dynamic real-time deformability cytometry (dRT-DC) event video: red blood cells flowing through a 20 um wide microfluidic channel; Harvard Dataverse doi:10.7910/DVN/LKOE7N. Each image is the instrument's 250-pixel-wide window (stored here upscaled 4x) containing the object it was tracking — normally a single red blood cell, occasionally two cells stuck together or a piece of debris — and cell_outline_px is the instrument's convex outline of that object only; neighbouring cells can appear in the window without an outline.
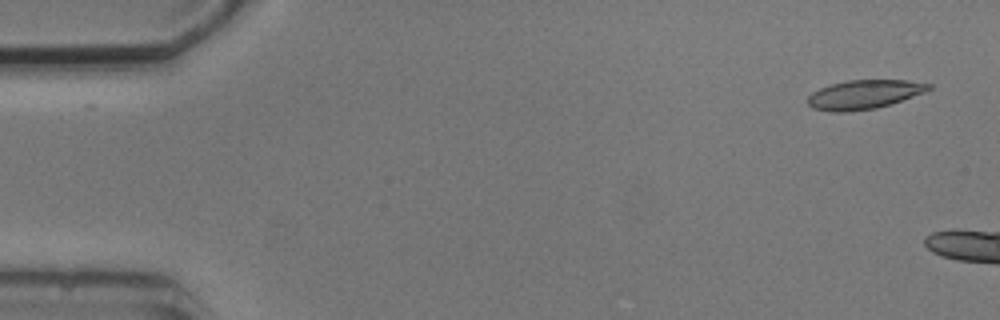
{"species": "common noctule bat (a hibernating species)", "species_latin": "Nyctalus noctula", "temperature_condition": "cold", "stored_images_in_passage": 2, "camera_frame_rate_fps": 3000, "um_per_image_px": 0.085, "animal": {"sex": "male", "body_mass_g": 20.5, "forearm_length_mm": 52.5}, "frame": {"image": 1, "passage_image": 2, "time_ms": 1.333, "image_size_px": [1000, 320], "cell_outline_px": [[932, 88], [924, 92], [892, 104], [876, 108], [848, 112], [832, 112], [812, 108], [808, 104], [808, 96], [812, 92], [820, 88], [832, 84], [848, 80], [908, 80], [932, 84]], "centroid_in_image_um": [73.45, 8.03], "position_along_channel_um": 11.5, "area_um2": 20.52}}